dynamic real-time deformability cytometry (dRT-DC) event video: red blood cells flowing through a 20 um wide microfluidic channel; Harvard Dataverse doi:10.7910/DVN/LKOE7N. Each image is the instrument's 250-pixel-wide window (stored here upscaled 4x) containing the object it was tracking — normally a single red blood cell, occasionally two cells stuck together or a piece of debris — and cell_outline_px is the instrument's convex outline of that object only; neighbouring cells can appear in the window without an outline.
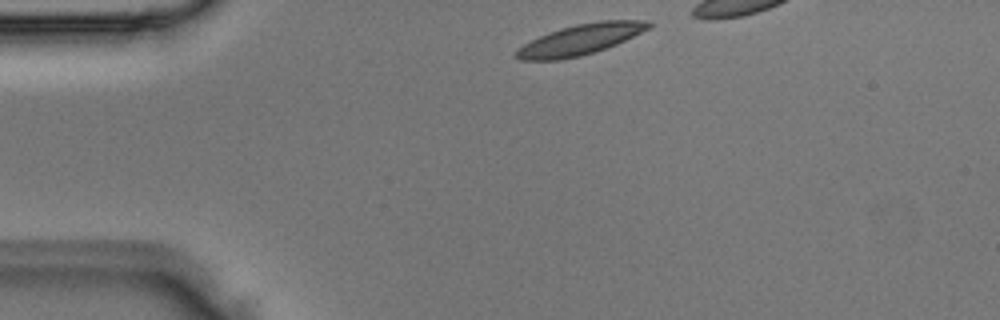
{"species": "Egyptian fruit bat (a non-hibernating species)", "species_latin": "Rousettus aegyptiacus", "temperature_condition": "room temperature", "stored_images_in_passage": 4, "camera_frame_rate_fps": 3000, "um_per_image_px": 0.085, "animal": {"sex": "male"}, "frame": {"image": 1, "passage_image": 1, "time_ms": 0.0, "image_size_px": [1000, 320], "cell_outline_px": [[652, 24], [648, 28], [616, 44], [580, 56], [560, 60], [520, 60], [512, 56], [524, 44], [548, 32], [560, 28], [576, 24], [600, 20], [644, 20]], "centroid_in_image_um": [49.28, 3.36], "position_along_channel_um": 35.7, "area_um2": 23.18}}